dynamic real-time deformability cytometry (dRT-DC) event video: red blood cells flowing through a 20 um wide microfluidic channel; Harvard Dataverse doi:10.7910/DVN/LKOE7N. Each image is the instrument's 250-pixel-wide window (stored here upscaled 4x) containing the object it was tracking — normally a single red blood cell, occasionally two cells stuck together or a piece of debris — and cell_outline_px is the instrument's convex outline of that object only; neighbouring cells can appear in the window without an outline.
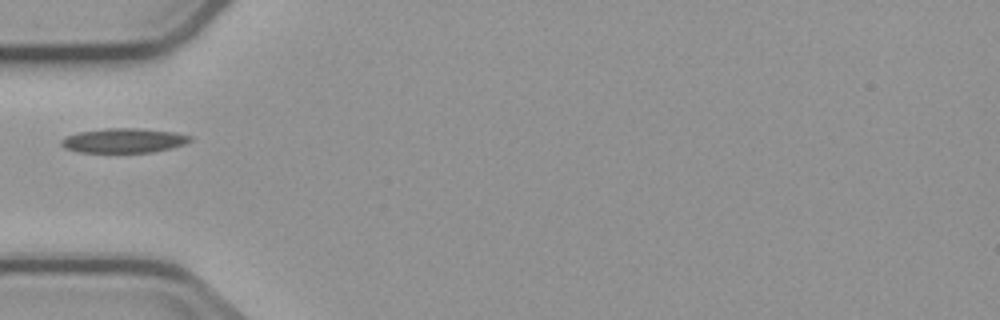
{"species": "common noctule bat (a hibernating species)", "species_latin": "Nyctalus noctula", "temperature_condition": "cold", "stored_images_in_passage": 2, "camera_frame_rate_fps": 3000, "um_per_image_px": 0.085, "animal": {"sex": "male", "body_mass_g": 23.1, "forearm_length_mm": 52.7}, "frame": {"image": 1, "passage_image": 1, "time_ms": 0.0, "image_size_px": [1000, 320], "cell_outline_px": [[192, 140], [184, 144], [172, 148], [152, 152], [80, 152], [64, 148], [60, 144], [60, 140], [76, 132], [104, 128], [136, 128], [176, 132], [192, 136]], "centroid_in_image_um": [10.52, 11.94], "position_along_channel_um": 74.5, "area_um2": 18.5}}
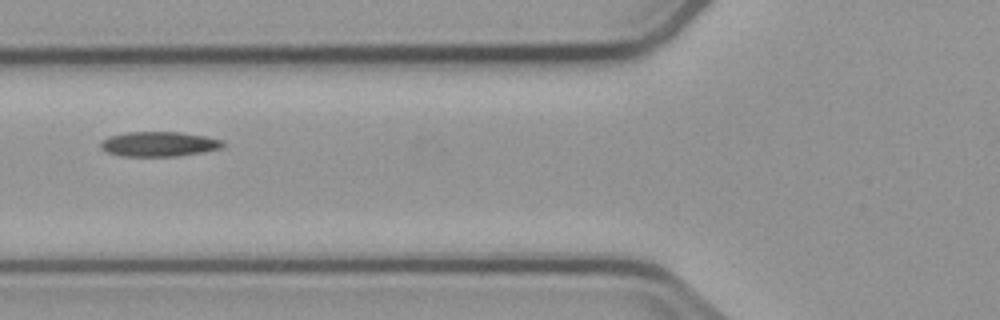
{"frame": {"image": 2, "passage_image": 2, "time_ms": 1.0, "image_size_px": [1000, 320], "cell_outline_px": [[224, 144], [220, 148], [204, 152], [180, 156], [124, 156], [108, 152], [100, 148], [100, 140], [108, 136], [128, 132], [180, 132], [204, 136], [224, 140]], "centroid_in_image_um": [13.5, 12.24], "position_along_channel_um": 112.3, "area_um2": 17.74}}